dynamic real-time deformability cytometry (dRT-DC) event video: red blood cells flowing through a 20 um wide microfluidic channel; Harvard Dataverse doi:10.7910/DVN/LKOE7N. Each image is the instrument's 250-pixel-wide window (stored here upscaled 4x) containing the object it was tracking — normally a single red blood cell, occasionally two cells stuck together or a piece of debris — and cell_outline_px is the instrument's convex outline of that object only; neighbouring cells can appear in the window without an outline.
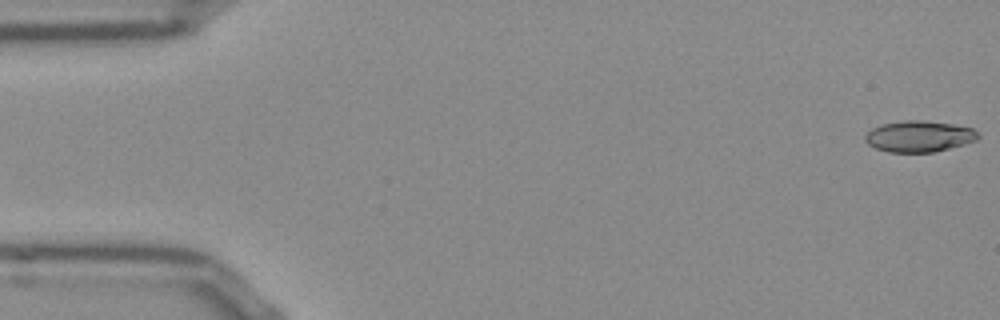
{"species": "Egyptian fruit bat (a non-hibernating species)", "species_latin": "Rousettus aegyptiacus", "temperature_condition": "room temperature", "stored_images_in_passage": 53, "camera_frame_rate_fps": 3000, "um_per_image_px": 0.085, "frame": {"image": 1, "passage_image": 1, "time_ms": 0.0, "image_size_px": [1000, 320], "cell_outline_px": [[980, 136], [976, 140], [964, 144], [932, 152], [888, 152], [876, 148], [868, 144], [864, 140], [864, 136], [872, 128], [884, 124], [904, 120], [920, 120], [952, 124], [972, 128]], "centroid_in_image_um": [78.1, 11.59], "position_along_channel_um": 6.9, "area_um2": 20.29}}
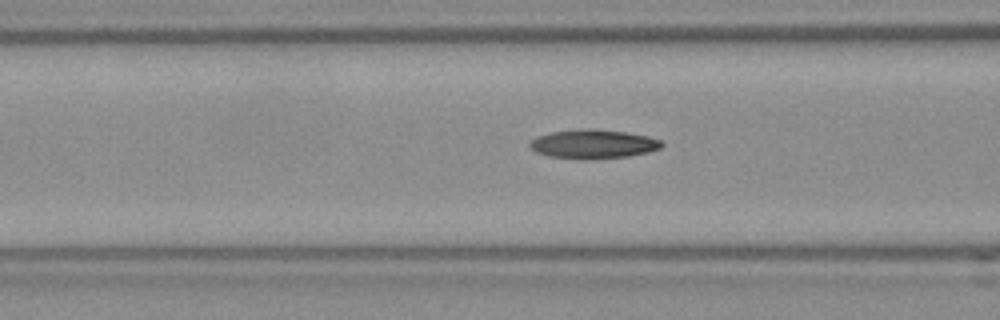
{"frame": {"image": 2, "passage_image": 20, "time_ms": 6.333, "image_size_px": [1000, 320], "cell_outline_px": [[664, 144], [660, 148], [648, 152], [628, 156], [584, 160], [548, 156], [536, 152], [528, 144], [536, 136], [552, 132], [588, 128], [592, 128], [624, 132], [648, 136], [660, 140]], "centroid_in_image_um": [50.41, 12.25], "position_along_channel_um": 116.2, "area_um2": 22.25}}
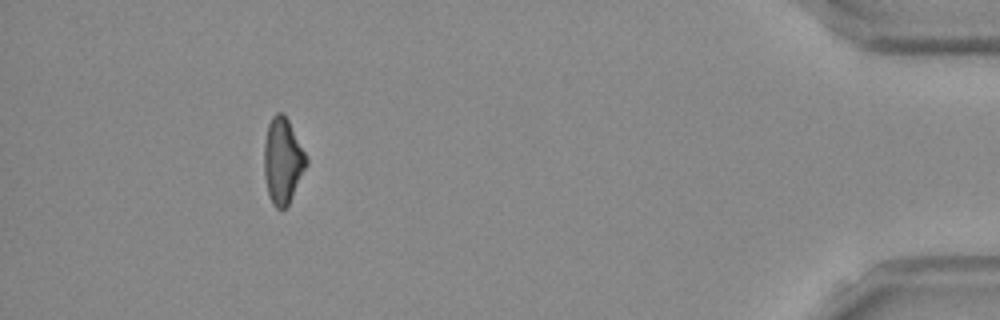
{"frame": {"image": 3, "passage_image": 48, "time_ms": 15.667, "image_size_px": [1000, 320], "cell_outline_px": [[308, 164], [288, 204], [284, 208], [276, 208], [272, 204], [268, 196], [264, 176], [264, 140], [268, 124], [272, 116], [276, 112], [284, 112], [308, 156]], "centroid_in_image_um": [24.03, 13.63], "position_along_channel_um": 411.2, "area_um2": 21.39}, "authors_computed_cell_mechanics": {"area_um2": 21.097, "velocity_mm_per_s": 3.852, "shape_relaxation_time_tau1_ms": null, "shape_relaxation_time_tau2_ms": 6.9568, "deformation_change_tau1": null, "deformation_change_tau2": 0.165}}